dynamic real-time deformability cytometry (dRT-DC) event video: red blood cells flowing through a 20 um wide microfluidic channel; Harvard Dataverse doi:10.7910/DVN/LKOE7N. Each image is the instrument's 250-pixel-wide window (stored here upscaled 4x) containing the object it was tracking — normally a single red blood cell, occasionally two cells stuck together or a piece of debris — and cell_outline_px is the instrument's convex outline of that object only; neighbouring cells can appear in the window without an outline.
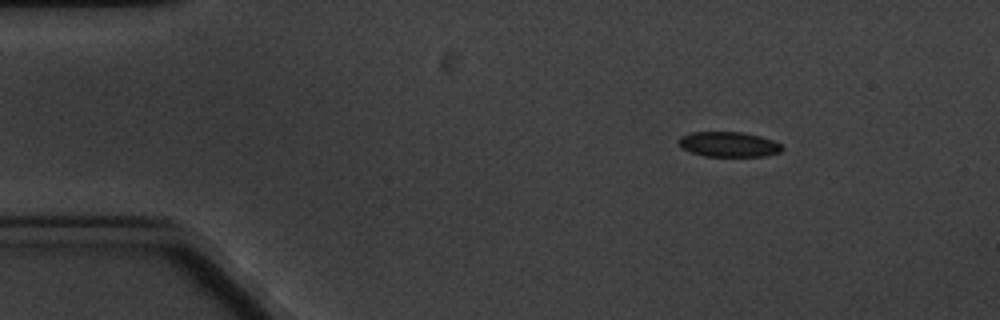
{"species": "common noctule bat (a hibernating species)", "species_latin": "Nyctalus noctula", "temperature_condition": "cold", "stored_images_in_passage": 6, "camera_frame_rate_fps": 3000, "um_per_image_px": 0.085, "animal": {"sex": "male", "body_mass_g": 20.1, "forearm_length_mm": 53.5}, "frame": {"image": 1, "passage_image": 2, "time_ms": 1.333, "image_size_px": [1000, 320], "cell_outline_px": [[784, 148], [780, 152], [768, 156], [704, 156], [680, 148], [680, 136], [692, 132], [744, 132], [760, 136], [772, 140], [780, 144]], "centroid_in_image_um": [61.96, 12.27], "position_along_channel_um": 23.0, "area_um2": 15.09}}
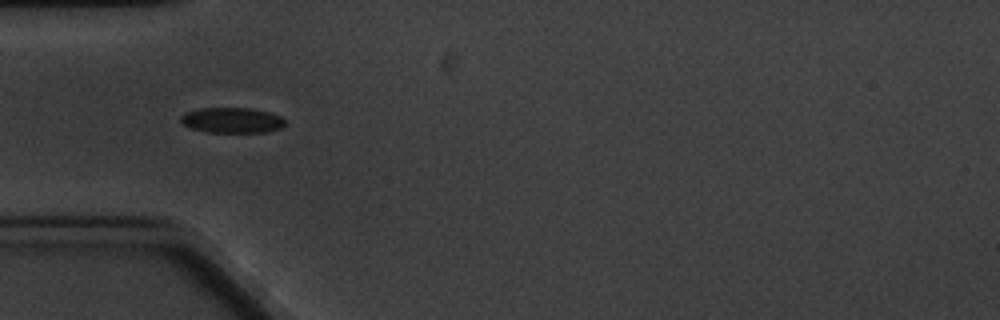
{"frame": {"image": 2, "passage_image": 5, "time_ms": 4.667, "image_size_px": [1000, 320], "cell_outline_px": [[284, 124], [280, 128], [268, 132], [208, 132], [192, 128], [184, 124], [180, 120], [180, 116], [184, 112], [200, 108], [252, 108], [268, 112], [280, 116], [284, 120]], "centroid_in_image_um": [19.7, 10.21], "position_along_channel_um": 65.3, "area_um2": 15.37}}